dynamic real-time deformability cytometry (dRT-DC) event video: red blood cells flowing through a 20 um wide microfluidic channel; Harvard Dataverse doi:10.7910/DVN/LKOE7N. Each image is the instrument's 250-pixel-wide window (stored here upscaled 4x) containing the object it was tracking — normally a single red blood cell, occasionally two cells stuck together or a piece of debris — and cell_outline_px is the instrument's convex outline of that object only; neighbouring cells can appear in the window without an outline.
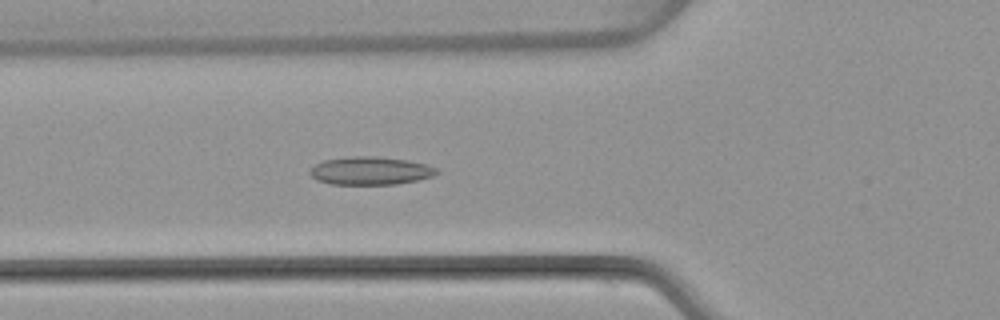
{"species": "common noctule bat (a hibernating species)", "species_latin": "Nyctalus noctula", "temperature_condition": "warm", "stored_images_in_passage": 49, "camera_frame_rate_fps": 3000, "um_per_image_px": 0.085, "animal": {"sex": "female", "body_mass_g": 22.7, "forearm_length_mm": 54.2}, "frame": {"image": 1, "passage_image": 17, "time_ms": 5.333, "image_size_px": [1000, 320], "cell_outline_px": [[440, 172], [432, 176], [416, 180], [396, 184], [332, 184], [316, 180], [308, 172], [316, 164], [324, 160], [352, 156], [376, 156], [408, 160], [428, 164], [440, 168]], "centroid_in_image_um": [31.53, 14.51], "position_along_channel_um": 94.3, "area_um2": 20.81}}
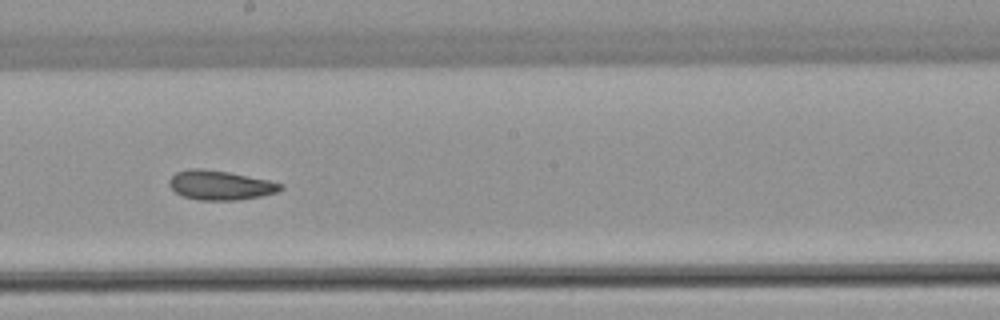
{"frame": {"image": 2, "passage_image": 27, "time_ms": 8.667, "image_size_px": [1000, 320], "cell_outline_px": [[284, 188], [276, 192], [260, 196], [236, 200], [200, 200], [184, 196], [176, 192], [168, 184], [168, 180], [176, 172], [188, 168], [204, 168], [228, 172], [268, 180], [284, 184]], "centroid_in_image_um": [18.71, 15.73], "position_along_channel_um": 229.5, "area_um2": 19.02}}
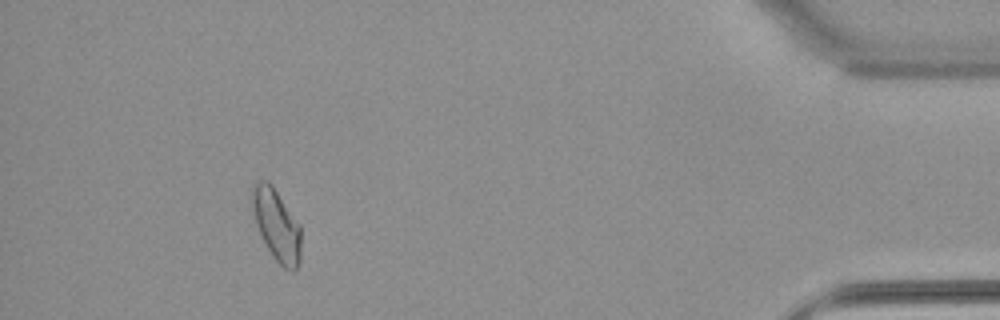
{"frame": {"image": 3, "passage_image": 45, "time_ms": 14.667, "image_size_px": [1000, 320], "cell_outline_px": [[300, 260], [296, 268], [292, 272], [284, 268], [276, 260], [268, 248], [256, 224], [252, 208], [252, 184], [256, 180], [268, 180], [272, 184], [300, 224]], "centroid_in_image_um": [23.51, 19.08], "position_along_channel_um": 411.7, "area_um2": 20.29}, "authors_computed_cell_mechanics": {"area_um2": 19.652, "velocity_mm_per_s": 4.0473, "shape_relaxation_time_tau1_ms": null, "shape_relaxation_time_tau2_ms": 4.3709, "deformation_change_tau1": null, "deformation_change_tau2": 0.1111}}